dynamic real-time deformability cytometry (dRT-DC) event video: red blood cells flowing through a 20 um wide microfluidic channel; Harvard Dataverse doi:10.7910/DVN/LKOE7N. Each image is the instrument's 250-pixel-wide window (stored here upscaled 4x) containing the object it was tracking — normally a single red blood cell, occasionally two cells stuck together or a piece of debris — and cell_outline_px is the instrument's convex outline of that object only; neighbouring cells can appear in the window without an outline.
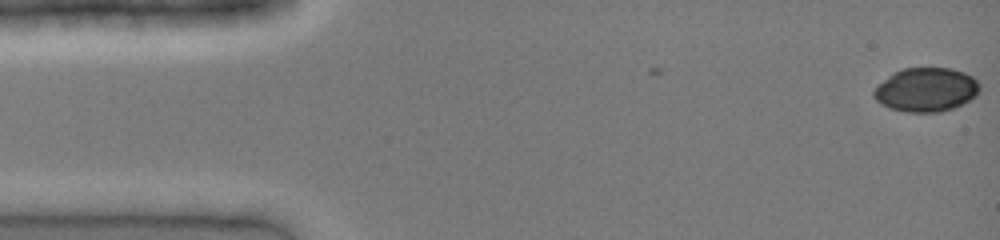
{"species": "common noctule bat (a hibernating species)", "species_latin": "Nyctalus noctula", "temperature_condition": "cold", "stored_images_in_passage": 3, "camera_frame_rate_fps": 3000, "um_per_image_px": 0.085, "animal": {"sex": "female", "body_mass_g": 19.0, "forearm_length_mm": 51.5}, "frame": {"image": 1, "passage_image": 1, "time_ms": 0.0, "image_size_px": [1000, 240], "cell_outline_px": [[980, 92], [976, 96], [952, 108], [940, 112], [904, 112], [880, 104], [872, 96], [872, 92], [876, 84], [892, 72], [904, 68], [952, 68], [964, 72], [972, 76], [980, 84]], "centroid_in_image_um": [78.68, 7.61], "position_along_channel_um": 6.3, "area_um2": 27.4}}